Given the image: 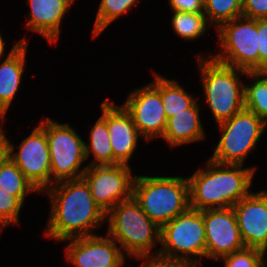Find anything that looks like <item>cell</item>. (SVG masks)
<instances>
[{
    "instance_id": "11",
    "label": "cell",
    "mask_w": 267,
    "mask_h": 267,
    "mask_svg": "<svg viewBox=\"0 0 267 267\" xmlns=\"http://www.w3.org/2000/svg\"><path fill=\"white\" fill-rule=\"evenodd\" d=\"M129 165L88 166L82 178L88 184L94 202L107 213L118 203L132 196L135 175Z\"/></svg>"
},
{
    "instance_id": "23",
    "label": "cell",
    "mask_w": 267,
    "mask_h": 267,
    "mask_svg": "<svg viewBox=\"0 0 267 267\" xmlns=\"http://www.w3.org/2000/svg\"><path fill=\"white\" fill-rule=\"evenodd\" d=\"M0 187L2 190L10 191L22 203L27 193H40L9 157L0 164Z\"/></svg>"
},
{
    "instance_id": "9",
    "label": "cell",
    "mask_w": 267,
    "mask_h": 267,
    "mask_svg": "<svg viewBox=\"0 0 267 267\" xmlns=\"http://www.w3.org/2000/svg\"><path fill=\"white\" fill-rule=\"evenodd\" d=\"M217 125L221 138L209 159L217 163L237 165H243L267 127L263 119L247 109Z\"/></svg>"
},
{
    "instance_id": "28",
    "label": "cell",
    "mask_w": 267,
    "mask_h": 267,
    "mask_svg": "<svg viewBox=\"0 0 267 267\" xmlns=\"http://www.w3.org/2000/svg\"><path fill=\"white\" fill-rule=\"evenodd\" d=\"M23 203L10 191L0 187V231L10 224H19V214Z\"/></svg>"
},
{
    "instance_id": "19",
    "label": "cell",
    "mask_w": 267,
    "mask_h": 267,
    "mask_svg": "<svg viewBox=\"0 0 267 267\" xmlns=\"http://www.w3.org/2000/svg\"><path fill=\"white\" fill-rule=\"evenodd\" d=\"M199 111L200 105L196 101L186 112L170 117L162 139L166 140L171 148L204 139L206 134Z\"/></svg>"
},
{
    "instance_id": "22",
    "label": "cell",
    "mask_w": 267,
    "mask_h": 267,
    "mask_svg": "<svg viewBox=\"0 0 267 267\" xmlns=\"http://www.w3.org/2000/svg\"><path fill=\"white\" fill-rule=\"evenodd\" d=\"M161 98L167 119L186 112L198 99L188 94L178 81L161 76Z\"/></svg>"
},
{
    "instance_id": "13",
    "label": "cell",
    "mask_w": 267,
    "mask_h": 267,
    "mask_svg": "<svg viewBox=\"0 0 267 267\" xmlns=\"http://www.w3.org/2000/svg\"><path fill=\"white\" fill-rule=\"evenodd\" d=\"M205 225L206 258L218 261L222 256L245 248L234 209L202 210Z\"/></svg>"
},
{
    "instance_id": "7",
    "label": "cell",
    "mask_w": 267,
    "mask_h": 267,
    "mask_svg": "<svg viewBox=\"0 0 267 267\" xmlns=\"http://www.w3.org/2000/svg\"><path fill=\"white\" fill-rule=\"evenodd\" d=\"M39 126L46 132L51 165V186L54 183L82 178L88 165L85 142L68 123H58L50 118L42 120Z\"/></svg>"
},
{
    "instance_id": "3",
    "label": "cell",
    "mask_w": 267,
    "mask_h": 267,
    "mask_svg": "<svg viewBox=\"0 0 267 267\" xmlns=\"http://www.w3.org/2000/svg\"><path fill=\"white\" fill-rule=\"evenodd\" d=\"M211 54L209 59L202 56V51L196 56L206 105L218 124L245 109V84L241 76L247 71L221 64Z\"/></svg>"
},
{
    "instance_id": "26",
    "label": "cell",
    "mask_w": 267,
    "mask_h": 267,
    "mask_svg": "<svg viewBox=\"0 0 267 267\" xmlns=\"http://www.w3.org/2000/svg\"><path fill=\"white\" fill-rule=\"evenodd\" d=\"M204 14L217 30L223 23L242 16V0H204Z\"/></svg>"
},
{
    "instance_id": "6",
    "label": "cell",
    "mask_w": 267,
    "mask_h": 267,
    "mask_svg": "<svg viewBox=\"0 0 267 267\" xmlns=\"http://www.w3.org/2000/svg\"><path fill=\"white\" fill-rule=\"evenodd\" d=\"M160 245L155 256L202 267L199 258L206 257L205 225L202 211L189 207L164 224L160 232Z\"/></svg>"
},
{
    "instance_id": "1",
    "label": "cell",
    "mask_w": 267,
    "mask_h": 267,
    "mask_svg": "<svg viewBox=\"0 0 267 267\" xmlns=\"http://www.w3.org/2000/svg\"><path fill=\"white\" fill-rule=\"evenodd\" d=\"M43 192L51 204L45 235L56 241L95 235L94 230L106 222V213L94 202L83 178L54 183Z\"/></svg>"
},
{
    "instance_id": "2",
    "label": "cell",
    "mask_w": 267,
    "mask_h": 267,
    "mask_svg": "<svg viewBox=\"0 0 267 267\" xmlns=\"http://www.w3.org/2000/svg\"><path fill=\"white\" fill-rule=\"evenodd\" d=\"M243 166L207 160L205 168H198L187 177L190 207L200 211L231 208L248 196L257 167Z\"/></svg>"
},
{
    "instance_id": "8",
    "label": "cell",
    "mask_w": 267,
    "mask_h": 267,
    "mask_svg": "<svg viewBox=\"0 0 267 267\" xmlns=\"http://www.w3.org/2000/svg\"><path fill=\"white\" fill-rule=\"evenodd\" d=\"M216 31L221 50L211 56L215 61L247 72L259 71L257 20L241 16Z\"/></svg>"
},
{
    "instance_id": "33",
    "label": "cell",
    "mask_w": 267,
    "mask_h": 267,
    "mask_svg": "<svg viewBox=\"0 0 267 267\" xmlns=\"http://www.w3.org/2000/svg\"><path fill=\"white\" fill-rule=\"evenodd\" d=\"M0 124V157H8V138L3 132Z\"/></svg>"
},
{
    "instance_id": "17",
    "label": "cell",
    "mask_w": 267,
    "mask_h": 267,
    "mask_svg": "<svg viewBox=\"0 0 267 267\" xmlns=\"http://www.w3.org/2000/svg\"><path fill=\"white\" fill-rule=\"evenodd\" d=\"M30 6L26 28L43 36L50 43L57 42L61 21L74 0H27Z\"/></svg>"
},
{
    "instance_id": "31",
    "label": "cell",
    "mask_w": 267,
    "mask_h": 267,
    "mask_svg": "<svg viewBox=\"0 0 267 267\" xmlns=\"http://www.w3.org/2000/svg\"><path fill=\"white\" fill-rule=\"evenodd\" d=\"M173 11L204 13V0H169Z\"/></svg>"
},
{
    "instance_id": "15",
    "label": "cell",
    "mask_w": 267,
    "mask_h": 267,
    "mask_svg": "<svg viewBox=\"0 0 267 267\" xmlns=\"http://www.w3.org/2000/svg\"><path fill=\"white\" fill-rule=\"evenodd\" d=\"M246 247L267 249V190L251 192L233 207Z\"/></svg>"
},
{
    "instance_id": "18",
    "label": "cell",
    "mask_w": 267,
    "mask_h": 267,
    "mask_svg": "<svg viewBox=\"0 0 267 267\" xmlns=\"http://www.w3.org/2000/svg\"><path fill=\"white\" fill-rule=\"evenodd\" d=\"M27 44L25 38L18 41L0 64V117H5L20 87L26 65Z\"/></svg>"
},
{
    "instance_id": "5",
    "label": "cell",
    "mask_w": 267,
    "mask_h": 267,
    "mask_svg": "<svg viewBox=\"0 0 267 267\" xmlns=\"http://www.w3.org/2000/svg\"><path fill=\"white\" fill-rule=\"evenodd\" d=\"M132 196L159 227L190 207L187 177L135 175Z\"/></svg>"
},
{
    "instance_id": "14",
    "label": "cell",
    "mask_w": 267,
    "mask_h": 267,
    "mask_svg": "<svg viewBox=\"0 0 267 267\" xmlns=\"http://www.w3.org/2000/svg\"><path fill=\"white\" fill-rule=\"evenodd\" d=\"M67 262L75 267H124L125 254L111 238L101 235H90L64 240Z\"/></svg>"
},
{
    "instance_id": "12",
    "label": "cell",
    "mask_w": 267,
    "mask_h": 267,
    "mask_svg": "<svg viewBox=\"0 0 267 267\" xmlns=\"http://www.w3.org/2000/svg\"><path fill=\"white\" fill-rule=\"evenodd\" d=\"M18 148V151L14 152L15 146L8 140V157L42 193L51 186L50 152L46 132L37 125Z\"/></svg>"
},
{
    "instance_id": "10",
    "label": "cell",
    "mask_w": 267,
    "mask_h": 267,
    "mask_svg": "<svg viewBox=\"0 0 267 267\" xmlns=\"http://www.w3.org/2000/svg\"><path fill=\"white\" fill-rule=\"evenodd\" d=\"M154 81L133 90L122 104L132 116L133 122L144 141L163 137L167 116L161 98V75L154 73Z\"/></svg>"
},
{
    "instance_id": "24",
    "label": "cell",
    "mask_w": 267,
    "mask_h": 267,
    "mask_svg": "<svg viewBox=\"0 0 267 267\" xmlns=\"http://www.w3.org/2000/svg\"><path fill=\"white\" fill-rule=\"evenodd\" d=\"M171 24L176 35L184 40H196L211 26L204 13L172 11ZM208 26V27H207Z\"/></svg>"
},
{
    "instance_id": "20",
    "label": "cell",
    "mask_w": 267,
    "mask_h": 267,
    "mask_svg": "<svg viewBox=\"0 0 267 267\" xmlns=\"http://www.w3.org/2000/svg\"><path fill=\"white\" fill-rule=\"evenodd\" d=\"M101 109L102 115L90 130V146L85 143L86 160L90 154L94 156V159L88 166L113 165V150L106 123V101L101 103Z\"/></svg>"
},
{
    "instance_id": "25",
    "label": "cell",
    "mask_w": 267,
    "mask_h": 267,
    "mask_svg": "<svg viewBox=\"0 0 267 267\" xmlns=\"http://www.w3.org/2000/svg\"><path fill=\"white\" fill-rule=\"evenodd\" d=\"M140 0H101L93 27V38H96L120 16L136 6Z\"/></svg>"
},
{
    "instance_id": "32",
    "label": "cell",
    "mask_w": 267,
    "mask_h": 267,
    "mask_svg": "<svg viewBox=\"0 0 267 267\" xmlns=\"http://www.w3.org/2000/svg\"><path fill=\"white\" fill-rule=\"evenodd\" d=\"M137 259L144 260L140 267H196L186 262L171 261L158 256L137 257Z\"/></svg>"
},
{
    "instance_id": "35",
    "label": "cell",
    "mask_w": 267,
    "mask_h": 267,
    "mask_svg": "<svg viewBox=\"0 0 267 267\" xmlns=\"http://www.w3.org/2000/svg\"><path fill=\"white\" fill-rule=\"evenodd\" d=\"M7 157H0V164L3 160H5Z\"/></svg>"
},
{
    "instance_id": "4",
    "label": "cell",
    "mask_w": 267,
    "mask_h": 267,
    "mask_svg": "<svg viewBox=\"0 0 267 267\" xmlns=\"http://www.w3.org/2000/svg\"><path fill=\"white\" fill-rule=\"evenodd\" d=\"M107 234L124 249L127 257H150L152 248L160 244L159 227L142 211L139 203L131 196L106 213Z\"/></svg>"
},
{
    "instance_id": "27",
    "label": "cell",
    "mask_w": 267,
    "mask_h": 267,
    "mask_svg": "<svg viewBox=\"0 0 267 267\" xmlns=\"http://www.w3.org/2000/svg\"><path fill=\"white\" fill-rule=\"evenodd\" d=\"M265 257L264 251L245 247L222 256L218 261L224 262L225 267H263Z\"/></svg>"
},
{
    "instance_id": "29",
    "label": "cell",
    "mask_w": 267,
    "mask_h": 267,
    "mask_svg": "<svg viewBox=\"0 0 267 267\" xmlns=\"http://www.w3.org/2000/svg\"><path fill=\"white\" fill-rule=\"evenodd\" d=\"M242 16L250 19H267V0H242Z\"/></svg>"
},
{
    "instance_id": "36",
    "label": "cell",
    "mask_w": 267,
    "mask_h": 267,
    "mask_svg": "<svg viewBox=\"0 0 267 267\" xmlns=\"http://www.w3.org/2000/svg\"><path fill=\"white\" fill-rule=\"evenodd\" d=\"M267 266V260H265L263 267Z\"/></svg>"
},
{
    "instance_id": "21",
    "label": "cell",
    "mask_w": 267,
    "mask_h": 267,
    "mask_svg": "<svg viewBox=\"0 0 267 267\" xmlns=\"http://www.w3.org/2000/svg\"><path fill=\"white\" fill-rule=\"evenodd\" d=\"M252 83L245 85V109L267 123V71L247 72Z\"/></svg>"
},
{
    "instance_id": "16",
    "label": "cell",
    "mask_w": 267,
    "mask_h": 267,
    "mask_svg": "<svg viewBox=\"0 0 267 267\" xmlns=\"http://www.w3.org/2000/svg\"><path fill=\"white\" fill-rule=\"evenodd\" d=\"M106 123L113 150V165H128L141 135L132 116L121 105L106 100Z\"/></svg>"
},
{
    "instance_id": "30",
    "label": "cell",
    "mask_w": 267,
    "mask_h": 267,
    "mask_svg": "<svg viewBox=\"0 0 267 267\" xmlns=\"http://www.w3.org/2000/svg\"><path fill=\"white\" fill-rule=\"evenodd\" d=\"M259 71H267V19L257 20Z\"/></svg>"
},
{
    "instance_id": "34",
    "label": "cell",
    "mask_w": 267,
    "mask_h": 267,
    "mask_svg": "<svg viewBox=\"0 0 267 267\" xmlns=\"http://www.w3.org/2000/svg\"><path fill=\"white\" fill-rule=\"evenodd\" d=\"M3 40L4 39H3V37L1 36V33H0V59L3 58L4 51H5V42Z\"/></svg>"
},
{
    "instance_id": "37",
    "label": "cell",
    "mask_w": 267,
    "mask_h": 267,
    "mask_svg": "<svg viewBox=\"0 0 267 267\" xmlns=\"http://www.w3.org/2000/svg\"><path fill=\"white\" fill-rule=\"evenodd\" d=\"M0 119H1L2 121H4V120H5V117H0Z\"/></svg>"
}]
</instances>
